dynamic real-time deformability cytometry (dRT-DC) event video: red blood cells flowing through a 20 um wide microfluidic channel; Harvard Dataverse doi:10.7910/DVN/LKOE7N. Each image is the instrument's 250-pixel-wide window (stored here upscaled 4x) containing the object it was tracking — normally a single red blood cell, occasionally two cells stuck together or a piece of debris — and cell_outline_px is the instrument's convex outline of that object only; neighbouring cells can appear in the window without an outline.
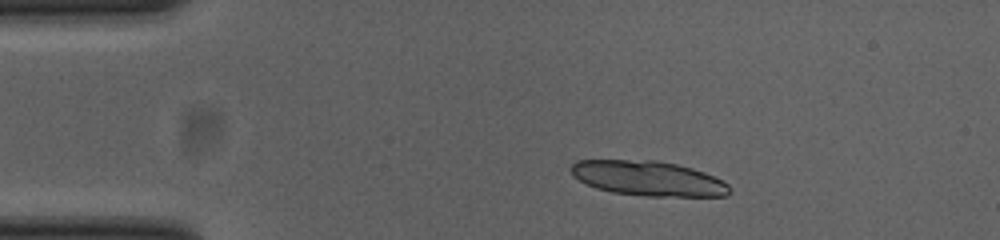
{"species": "common noctule bat (a hibernating species)", "species_latin": "Nyctalus noctula", "temperature_condition": "cold", "stored_images_in_passage": 44, "segment_of_instrument_passage": [1, 2], "camera_frame_rate_fps": 3000, "um_per_image_px": 0.085, "animal": {"sex": "female", "body_mass_g": 23.0, "forearm_length_mm": 53.4}, "frame": {"image": 1, "passage_image": 1, "time_ms": 0.0, "image_size_px": [1000, 240], "cell_outline_px": [[732, 192], [724, 196], [644, 196], [612, 192], [596, 188], [572, 176], [568, 168], [576, 160], [656, 160], [676, 164], [692, 168], [704, 172], [728, 184], [732, 188]], "centroid_in_image_um": [55.07, 15.16], "position_along_channel_um": 29.9, "area_um2": 32.31}}